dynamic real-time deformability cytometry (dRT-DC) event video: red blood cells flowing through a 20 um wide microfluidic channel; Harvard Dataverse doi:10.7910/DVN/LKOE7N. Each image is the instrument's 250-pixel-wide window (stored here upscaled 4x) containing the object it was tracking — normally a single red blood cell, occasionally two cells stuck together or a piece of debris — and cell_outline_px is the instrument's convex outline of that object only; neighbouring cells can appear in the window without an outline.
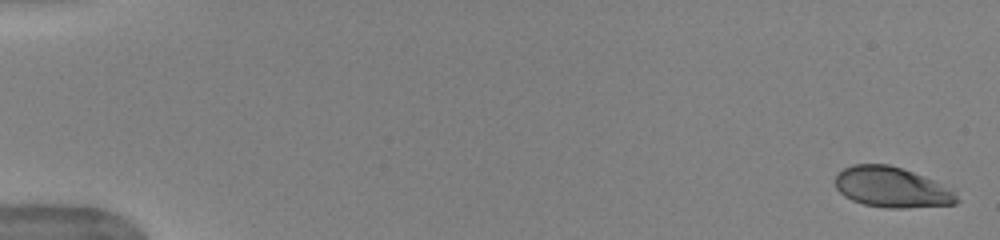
{"species": "human", "species_latin": "Homo sapiens", "temperature_condition": "warm", "stored_images_in_passage": 30, "camera_frame_rate_fps": 3000, "um_per_image_px": 0.085, "donor": {"sex": "female"}, "frame": {"image": 1, "passage_image": 1, "time_ms": 0.0, "image_size_px": [1000, 240], "cell_outline_px": [[960, 200], [956, 204], [908, 208], [888, 208], [864, 204], [852, 200], [844, 196], [836, 188], [836, 176], [844, 168], [852, 164], [888, 164], [924, 176], [956, 192]], "centroid_in_image_um": [75.81, 15.93], "position_along_channel_um": 9.2, "area_um2": 28.5}}
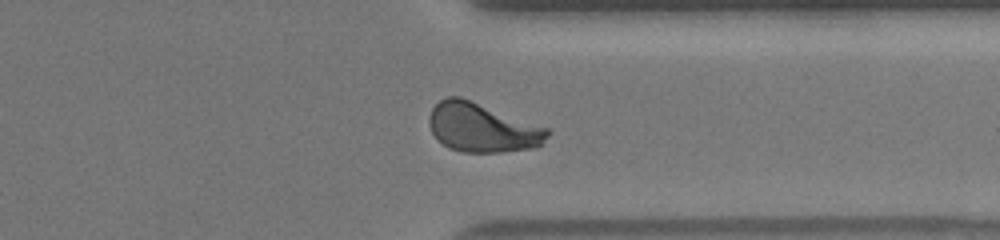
{"frame": {"image": 2, "passage_image": 23, "time_ms": 7.333, "image_size_px": [1000, 240], "cell_outline_px": [[552, 132], [540, 144], [532, 148], [500, 152], [464, 152], [448, 148], [432, 132], [428, 124], [428, 120], [432, 108], [440, 100], [448, 96], [460, 96], [548, 128]], "centroid_in_image_um": [40.98, 10.84], "position_along_channel_um": 370.4, "area_um2": 33.58}}
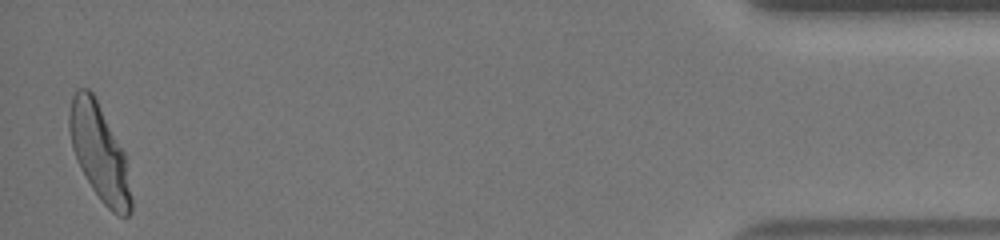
{"frame": {"image": 3, "passage_image": 30, "time_ms": 9.667, "image_size_px": [1000, 240], "cell_outline_px": [[132, 212], [128, 216], [120, 216], [112, 212], [100, 200], [92, 188], [72, 148], [68, 128], [68, 116], [72, 96], [76, 88], [88, 88], [92, 92], [124, 152], [132, 200]], "centroid_in_image_um": [8.44, 12.96], "position_along_channel_um": 426.8, "area_um2": 34.04}}